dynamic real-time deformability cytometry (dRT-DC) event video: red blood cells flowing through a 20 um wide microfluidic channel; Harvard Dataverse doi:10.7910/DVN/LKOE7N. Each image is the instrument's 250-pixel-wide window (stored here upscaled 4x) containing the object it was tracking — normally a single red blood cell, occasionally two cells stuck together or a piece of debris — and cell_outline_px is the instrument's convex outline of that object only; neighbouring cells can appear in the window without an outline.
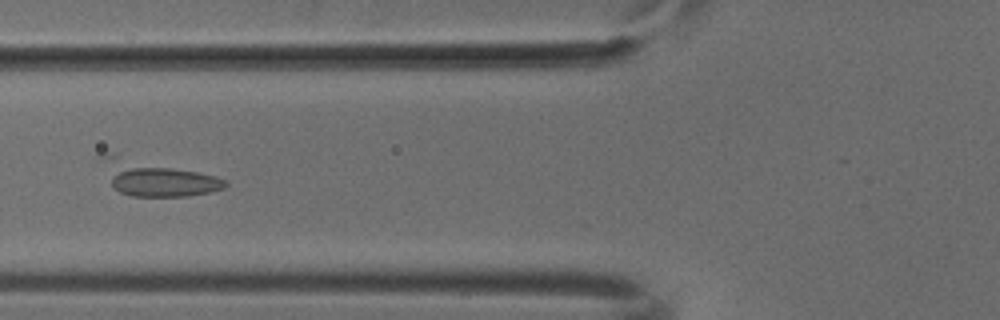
{"species": "common noctule bat (a hibernating species)", "species_latin": "Nyctalus noctula", "temperature_condition": "cold", "stored_images_in_passage": 34, "camera_frame_rate_fps": 3000, "um_per_image_px": 0.085, "animal": {"sex": "male", "body_mass_g": 18.8}, "frame": {"image": 1, "passage_image": 19, "time_ms": 6.0, "image_size_px": [1000, 320], "cell_outline_px": [[228, 184], [224, 188], [208, 192], [188, 196], [132, 196], [120, 192], [112, 184], [112, 180], [120, 168], [172, 168], [196, 172], [216, 176], [228, 180]], "centroid_in_image_um": [14.05, 15.49], "position_along_channel_um": 111.7, "area_um2": 19.13}}
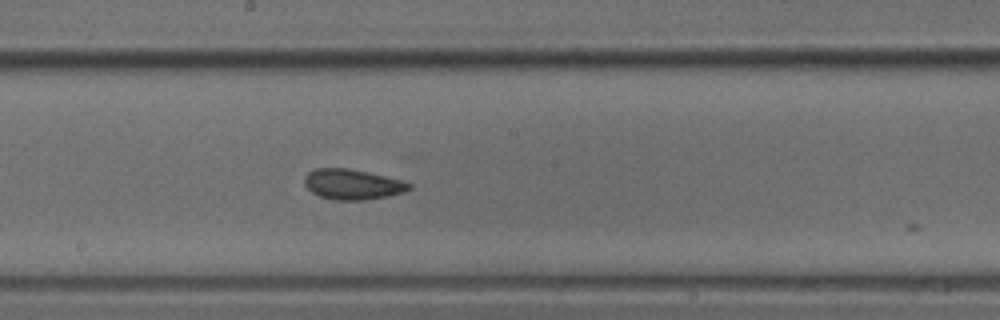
{"frame": {"image": 2, "passage_image": 27, "time_ms": 8.667, "image_size_px": [1000, 320], "cell_outline_px": [[412, 188], [404, 192], [388, 196], [364, 200], [332, 200], [320, 196], [312, 192], [304, 184], [304, 176], [308, 172], [316, 168], [348, 168], [368, 172], [404, 180], [412, 184]], "centroid_in_image_um": [29.98, 15.67], "position_along_channel_um": 218.2, "area_um2": 18.67}}
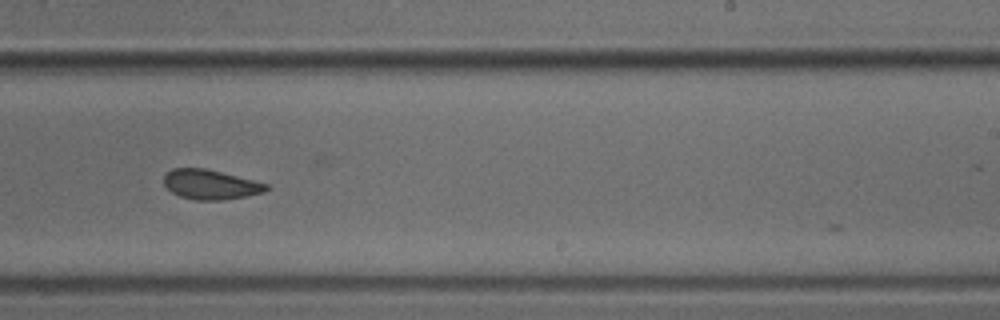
{"frame": {"image": 3, "passage_image": 31, "time_ms": 10.0, "image_size_px": [1000, 320], "cell_outline_px": [[268, 188], [264, 192], [248, 196], [224, 200], [196, 200], [180, 196], [172, 192], [164, 184], [164, 176], [172, 168], [204, 168], [268, 184]], "centroid_in_image_um": [17.88, 15.69], "position_along_channel_um": 271.1, "area_um2": 17.51}}